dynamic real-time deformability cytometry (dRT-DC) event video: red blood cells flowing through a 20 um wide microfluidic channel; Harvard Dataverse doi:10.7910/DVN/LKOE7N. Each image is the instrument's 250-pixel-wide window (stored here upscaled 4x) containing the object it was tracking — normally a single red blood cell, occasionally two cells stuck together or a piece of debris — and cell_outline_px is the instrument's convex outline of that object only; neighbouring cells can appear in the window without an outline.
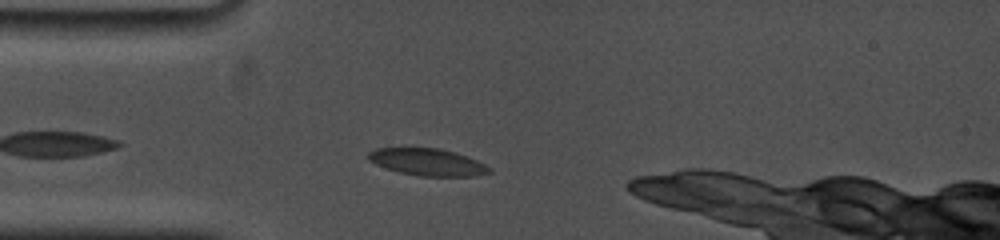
{"species": "common noctule bat (a hibernating species)", "species_latin": "Nyctalus noctula", "temperature_condition": "cold", "stored_images_in_passage": 28, "camera_frame_rate_fps": 5000, "um_per_image_px": 0.085, "animal": {"sex": "female", "body_mass_g": 19.0, "forearm_length_mm": 53.3}, "frame": {"image": 1, "passage_image": 10, "time_ms": 1.6, "image_size_px": [1000, 240], "cell_outline_px": [[492, 172], [472, 176], [420, 176], [400, 172], [376, 164], [368, 160], [368, 152], [376, 148], [440, 148], [456, 152], [476, 160], [492, 168]], "centroid_in_image_um": [36.35, 13.77], "position_along_channel_um": 48.6, "area_um2": 18.96}}
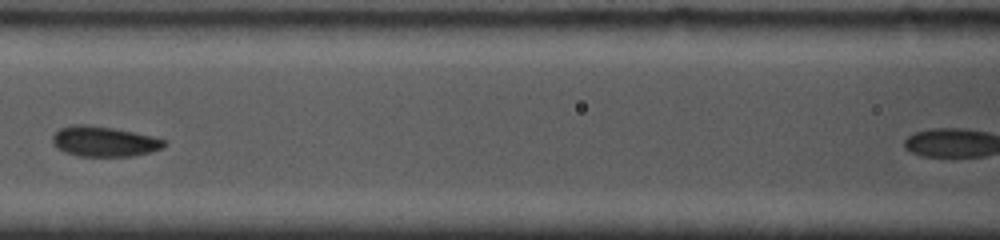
{"frame": {"image": 2, "passage_image": 22, "time_ms": 4.8, "image_size_px": [1000, 240], "cell_outline_px": [[168, 144], [164, 148], [152, 152], [132, 156], [80, 156], [64, 152], [56, 148], [52, 144], [52, 136], [60, 128], [72, 124], [88, 124], [112, 128], [152, 136], [168, 140]], "centroid_in_image_um": [8.87, 12.03], "position_along_channel_um": 157.7, "area_um2": 19.94}}
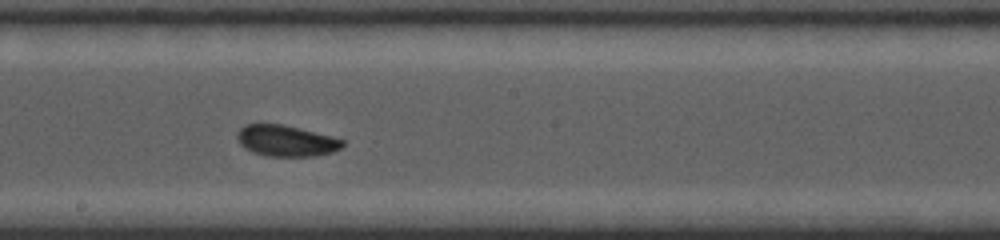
{"frame": {"image": 3, "passage_image": 26, "time_ms": 6.6, "image_size_px": [1000, 240], "cell_outline_px": [[344, 144], [340, 148], [332, 152], [316, 156], [264, 156], [252, 152], [244, 148], [240, 144], [236, 136], [236, 132], [244, 124], [284, 124], [332, 136], [344, 140]], "centroid_in_image_um": [24.29, 11.96], "position_along_channel_um": 223.9, "area_um2": 19.31}}